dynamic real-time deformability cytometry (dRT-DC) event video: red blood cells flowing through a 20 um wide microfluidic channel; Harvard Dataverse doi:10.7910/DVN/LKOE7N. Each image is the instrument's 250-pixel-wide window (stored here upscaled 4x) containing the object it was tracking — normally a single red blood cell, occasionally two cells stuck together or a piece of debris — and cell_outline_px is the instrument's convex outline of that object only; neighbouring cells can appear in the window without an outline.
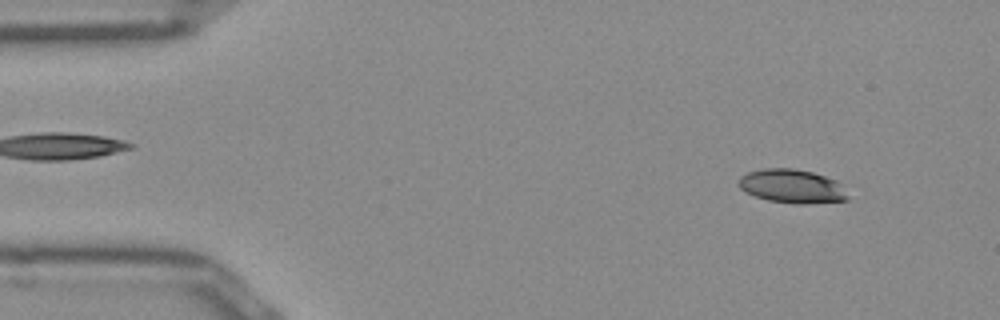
{"species": "Egyptian fruit bat (a non-hibernating species)", "species_latin": "Rousettus aegyptiacus", "temperature_condition": "room temperature", "stored_images_in_passage": 49, "camera_frame_rate_fps": 3000, "um_per_image_px": 0.085, "frame": {"image": 1, "passage_image": 3, "time_ms": 0.667, "image_size_px": [1000, 320], "cell_outline_px": [[848, 200], [804, 204], [796, 204], [768, 200], [756, 196], [740, 188], [736, 184], [740, 176], [748, 172], [764, 168], [792, 168], [812, 172], [836, 180], [848, 196]], "centroid_in_image_um": [67.29, 15.82], "position_along_channel_um": 17.7, "area_um2": 21.33}}
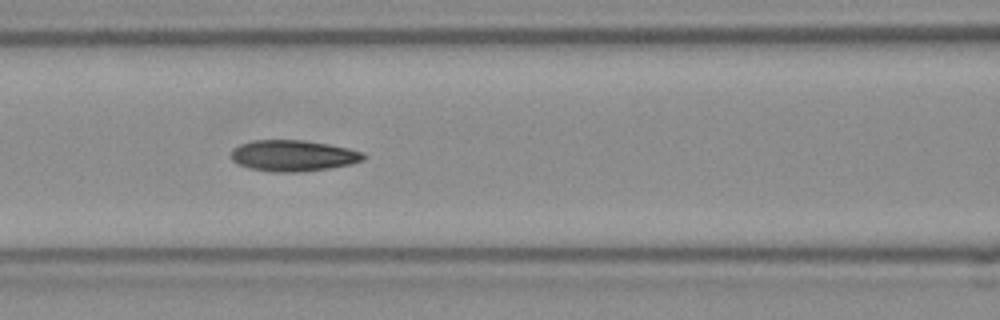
{"frame": {"image": 2, "passage_image": 19, "time_ms": 6.0, "image_size_px": [1000, 320], "cell_outline_px": [[368, 156], [364, 160], [352, 164], [328, 168], [296, 172], [272, 172], [248, 168], [232, 160], [232, 148], [240, 144], [252, 140], [304, 140], [328, 144], [348, 148], [364, 152]], "centroid_in_image_um": [24.95, 13.23], "position_along_channel_um": 141.7, "area_um2": 24.1}}
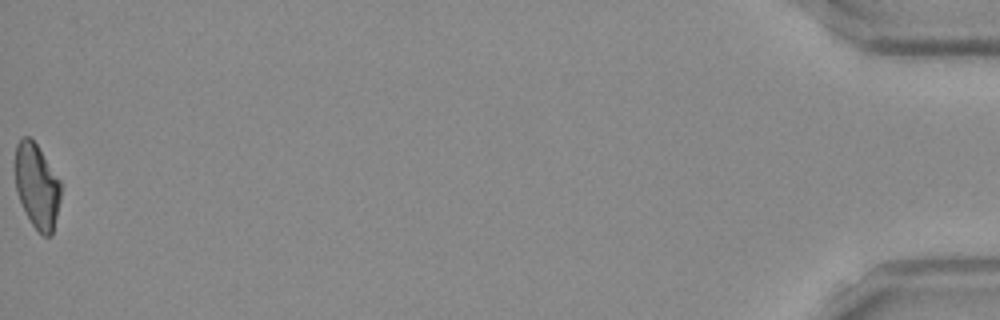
{"frame": {"image": 3, "passage_image": 49, "time_ms": 16.0, "image_size_px": [1000, 320], "cell_outline_px": [[60, 200], [52, 236], [44, 236], [32, 224], [16, 192], [16, 144], [24, 136], [28, 136], [36, 144], [60, 180]], "centroid_in_image_um": [3.15, 15.83], "position_along_channel_um": 432.1, "area_um2": 22.02}, "authors_computed_cell_mechanics": {"area_um2": 23.3512, "velocity_mm_per_s": 3.9666, "shape_relaxation_time_tau1_ms": 6.7506, "shape_relaxation_time_tau2_ms": 3.0538, "deformation_change_tau1": 0.1873, "deformation_change_tau2": 0.102}}